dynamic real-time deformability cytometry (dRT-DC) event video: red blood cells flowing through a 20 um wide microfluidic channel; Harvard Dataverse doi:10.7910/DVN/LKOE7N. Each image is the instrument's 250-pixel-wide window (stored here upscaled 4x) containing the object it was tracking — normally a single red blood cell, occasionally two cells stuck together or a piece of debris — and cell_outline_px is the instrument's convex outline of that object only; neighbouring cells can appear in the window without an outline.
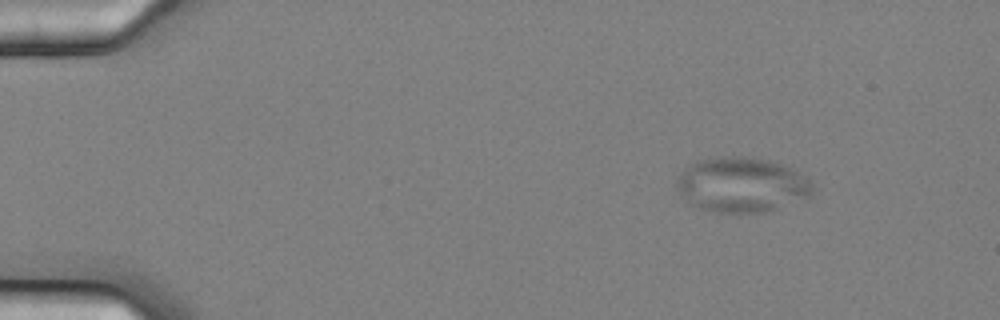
{"species": "common noctule bat (a hibernating species)", "species_latin": "Nyctalus noctula", "temperature_condition": "cold", "stored_images_in_passage": 51, "camera_frame_rate_fps": 3000, "um_per_image_px": 0.085, "animal": {"sex": "female", "body_mass_g": 25.1}, "frame": {"image": 1, "passage_image": 1, "time_ms": 0.0, "image_size_px": [1000, 320], "cell_outline_px": [[812, 196], [764, 212], [712, 212], [700, 208], [692, 204], [680, 196], [676, 188], [676, 180], [696, 160], [720, 156], [744, 156], [768, 160], [792, 168], [808, 176], [812, 180]], "centroid_in_image_um": [63.06, 15.7], "position_along_channel_um": 21.9, "area_um2": 43.52}}
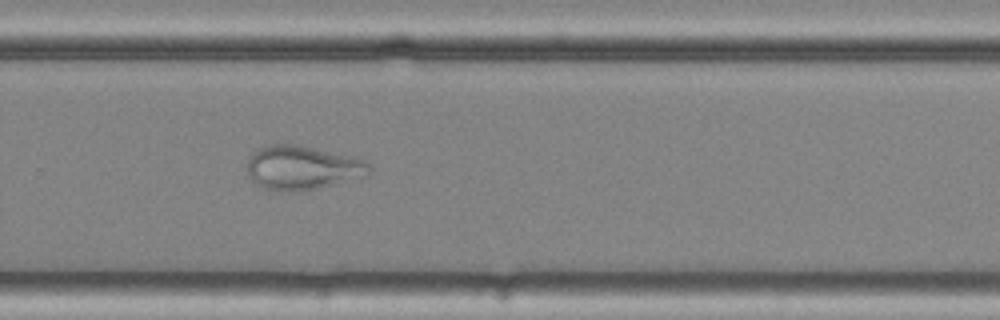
{"frame": {"image": 2, "passage_image": 33, "time_ms": 10.667, "image_size_px": [1000, 320], "cell_outline_px": [[372, 168], [368, 176], [336, 184], [316, 188], [264, 188], [256, 184], [248, 176], [248, 160], [260, 148], [272, 144], [296, 144], [356, 156], [364, 160]], "centroid_in_image_um": [25.79, 14.21], "position_along_channel_um": 304.0, "area_um2": 30.63}}
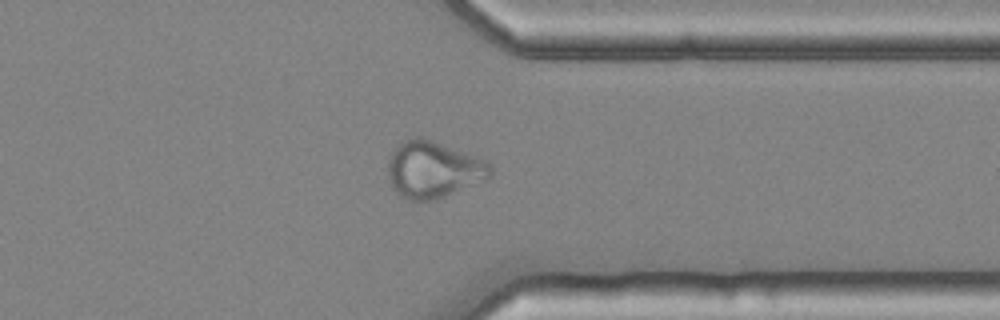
{"frame": {"image": 3, "passage_image": 39, "time_ms": 12.667, "image_size_px": [1000, 320], "cell_outline_px": [[492, 176], [436, 200], [404, 200], [392, 188], [388, 176], [388, 160], [392, 152], [404, 140], [412, 136], [420, 136], [484, 160], [492, 164]], "centroid_in_image_um": [36.79, 14.43], "position_along_channel_um": 374.6, "area_um2": 33.58}}